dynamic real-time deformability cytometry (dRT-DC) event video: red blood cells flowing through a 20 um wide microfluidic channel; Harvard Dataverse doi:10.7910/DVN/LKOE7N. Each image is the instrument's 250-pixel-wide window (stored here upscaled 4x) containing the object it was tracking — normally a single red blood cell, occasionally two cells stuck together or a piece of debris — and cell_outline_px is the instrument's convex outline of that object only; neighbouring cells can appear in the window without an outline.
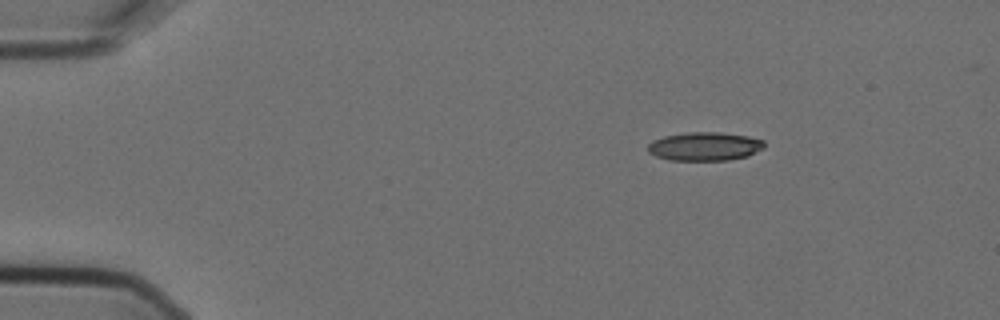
{"species": "Egyptian fruit bat (a non-hibernating species)", "species_latin": "Rousettus aegyptiacus", "temperature_condition": "cold", "stored_images_in_passage": 2, "camera_frame_rate_fps": 3000, "um_per_image_px": 0.085, "animal": {"sex": "female"}, "frame": {"image": 1, "passage_image": 2, "time_ms": 0.333, "image_size_px": [1000, 320], "cell_outline_px": [[764, 148], [748, 156], [728, 160], [668, 160], [656, 156], [648, 152], [648, 144], [652, 140], [664, 136], [688, 132], [720, 132], [748, 136], [764, 140]], "centroid_in_image_um": [59.9, 12.44], "position_along_channel_um": 25.1, "area_um2": 19.48}}